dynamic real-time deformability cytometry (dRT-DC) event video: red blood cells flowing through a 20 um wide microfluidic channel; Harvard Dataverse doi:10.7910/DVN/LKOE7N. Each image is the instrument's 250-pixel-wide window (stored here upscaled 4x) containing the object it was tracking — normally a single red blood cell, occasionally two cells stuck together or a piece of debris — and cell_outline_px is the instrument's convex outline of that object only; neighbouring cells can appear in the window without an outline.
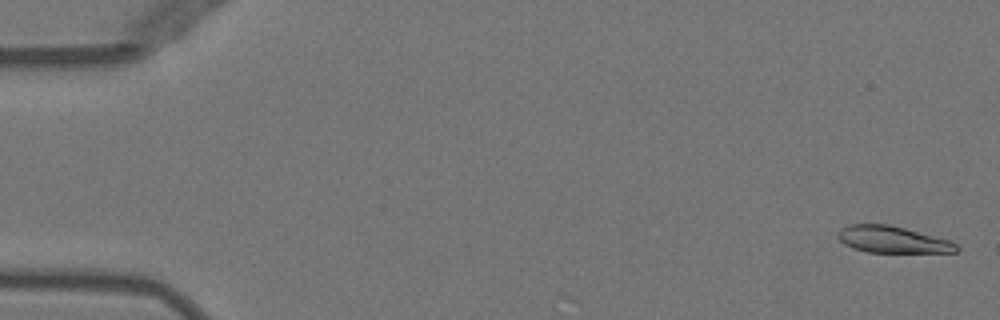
{"species": "Egyptian fruit bat (a non-hibernating species)", "species_latin": "Rousettus aegyptiacus", "temperature_condition": "warm", "stored_images_in_passage": 53, "camera_frame_rate_fps": 3000, "um_per_image_px": 0.085, "animal": {"sex": "female"}, "frame": {"image": 1, "passage_image": 2, "time_ms": 0.333, "image_size_px": [1000, 320], "cell_outline_px": [[960, 248], [956, 252], [868, 252], [852, 248], [844, 244], [840, 240], [840, 228], [848, 224], [888, 224], [904, 228], [948, 240], [956, 244]], "centroid_in_image_um": [75.85, 20.36], "position_along_channel_um": 9.2, "area_um2": 18.15}}
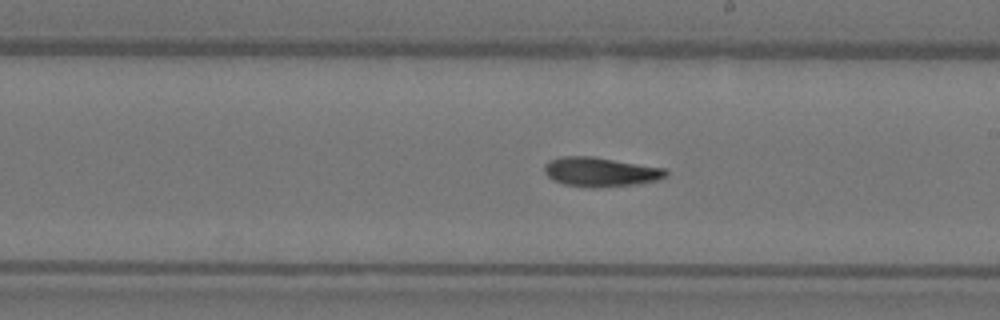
{"frame": {"image": 2, "passage_image": 30, "time_ms": 9.667, "image_size_px": [1000, 320], "cell_outline_px": [[668, 176], [656, 180], [636, 184], [596, 188], [588, 188], [564, 184], [552, 180], [544, 172], [544, 164], [548, 160], [560, 156], [592, 156], [664, 168], [668, 172]], "centroid_in_image_um": [50.99, 14.61], "position_along_channel_um": 238.0, "area_um2": 20.92}}
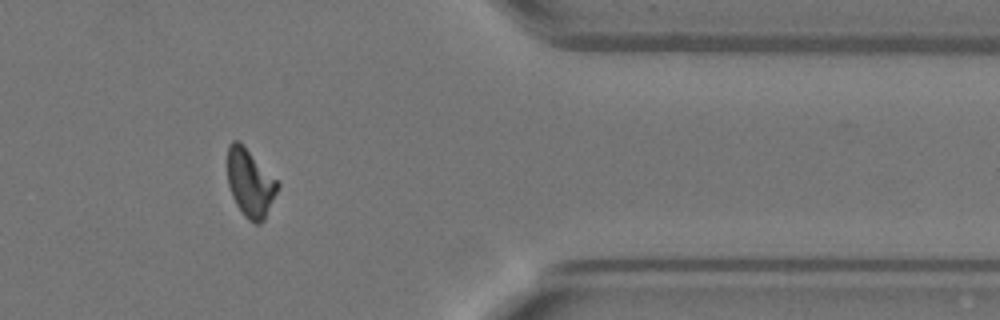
{"frame": {"image": 3, "passage_image": 43, "time_ms": 14.0, "image_size_px": [1000, 320], "cell_outline_px": [[280, 184], [264, 220], [260, 224], [256, 224], [248, 220], [244, 216], [236, 204], [232, 196], [228, 184], [228, 144], [232, 140], [240, 140]], "centroid_in_image_um": [21.25, 15.54], "position_along_channel_um": 390.2, "area_um2": 19.77}, "authors_computed_cell_mechanics": {"area_um2": 19.8254, "velocity_mm_per_s": 3.9777, "shape_relaxation_time_tau1_ms": 7.4081, "shape_relaxation_time_tau2_ms": 5.7927, "deformation_change_tau1": 0.215, "deformation_change_tau2": 0.1376}}